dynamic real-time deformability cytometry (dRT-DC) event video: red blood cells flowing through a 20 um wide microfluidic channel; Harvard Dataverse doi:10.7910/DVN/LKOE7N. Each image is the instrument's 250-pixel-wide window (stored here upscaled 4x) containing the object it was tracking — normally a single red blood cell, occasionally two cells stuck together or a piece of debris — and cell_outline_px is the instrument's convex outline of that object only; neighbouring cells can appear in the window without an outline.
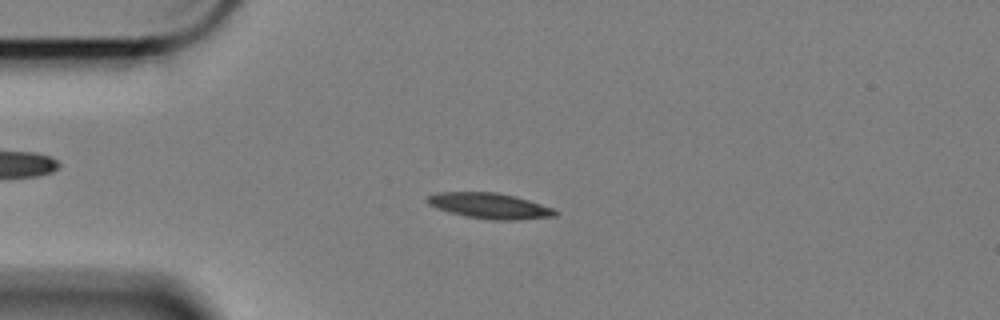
{"species": "Egyptian fruit bat (a non-hibernating species)", "species_latin": "Rousettus aegyptiacus", "temperature_condition": "cold", "stored_images_in_passage": 58, "camera_frame_rate_fps": 3000, "um_per_image_px": 0.085, "animal": {"sex": "female"}, "frame": {"image": 1, "passage_image": 14, "time_ms": 4.333, "image_size_px": [1000, 320], "cell_outline_px": [[560, 212], [556, 216], [516, 220], [492, 220], [464, 216], [436, 208], [428, 204], [424, 200], [428, 196], [436, 192], [496, 192], [516, 196], [552, 208]], "centroid_in_image_um": [41.6, 17.49], "position_along_channel_um": 43.4, "area_um2": 19.19}}
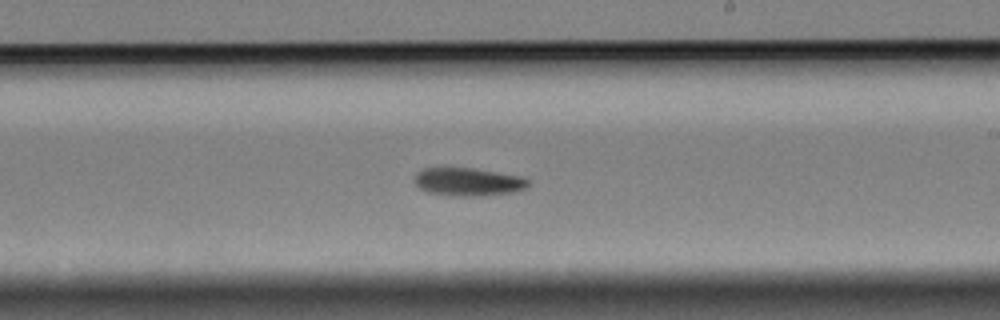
{"frame": {"image": 2, "passage_image": 34, "time_ms": 11.0, "image_size_px": [1000, 320], "cell_outline_px": [[528, 184], [524, 188], [516, 192], [472, 196], [460, 196], [428, 192], [420, 188], [416, 184], [416, 172], [424, 168], [472, 168], [520, 176], [528, 180]], "centroid_in_image_um": [39.79, 15.45], "position_along_channel_um": 249.2, "area_um2": 18.21}}
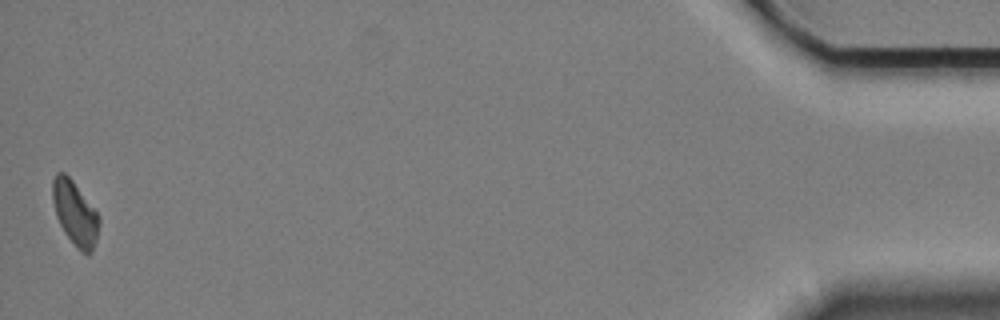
{"frame": {"image": 3, "passage_image": 58, "time_ms": 19.0, "image_size_px": [1000, 320], "cell_outline_px": [[100, 224], [96, 240], [92, 252], [88, 256], [80, 252], [76, 248], [64, 232], [56, 216], [52, 200], [52, 180], [56, 172], [64, 172], [72, 180], [100, 216]], "centroid_in_image_um": [6.38, 18.15], "position_along_channel_um": 428.8, "area_um2": 17.57}, "authors_computed_cell_mechanics": {"area_um2": 18.0914, "velocity_mm_per_s": 3.3802, "shape_relaxation_time_tau1_ms": 3.5478, "shape_relaxation_time_tau2_ms": null, "deformation_change_tau1": 0.0986, "deformation_change_tau2": null}}